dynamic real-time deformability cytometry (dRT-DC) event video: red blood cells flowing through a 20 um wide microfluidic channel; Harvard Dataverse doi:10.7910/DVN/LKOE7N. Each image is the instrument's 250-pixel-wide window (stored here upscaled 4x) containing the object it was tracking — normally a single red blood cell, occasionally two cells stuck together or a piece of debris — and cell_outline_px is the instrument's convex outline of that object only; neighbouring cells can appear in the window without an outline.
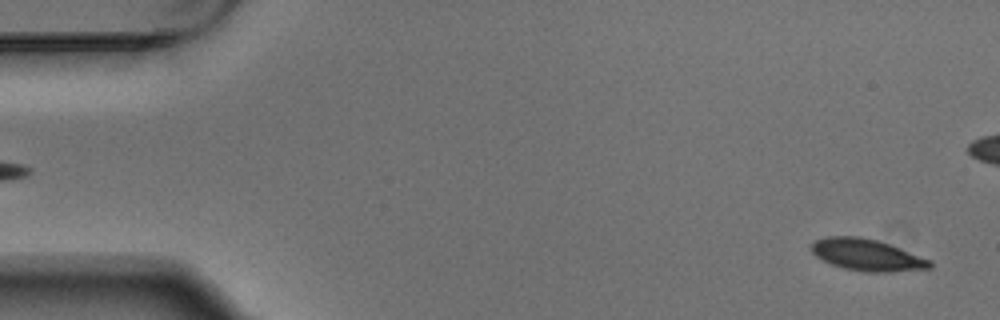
{"species": "Egyptian fruit bat (a non-hibernating species)", "species_latin": "Rousettus aegyptiacus", "temperature_condition": "warm", "stored_images_in_passage": 5, "segment_of_instrument_passage": [2, 2], "camera_frame_rate_fps": 3000, "um_per_image_px": 0.085, "animal": {"sex": "male"}, "frame": {"image": 1, "passage_image": 5, "time_ms": 1.333, "image_size_px": [1000, 320], "cell_outline_px": [[932, 268], [892, 272], [864, 272], [844, 268], [832, 264], [816, 256], [812, 252], [812, 244], [816, 240], [824, 236], [856, 236], [876, 240], [888, 244], [932, 260]], "centroid_in_image_um": [73.71, 21.67], "position_along_channel_um": 11.3, "area_um2": 21.73}}